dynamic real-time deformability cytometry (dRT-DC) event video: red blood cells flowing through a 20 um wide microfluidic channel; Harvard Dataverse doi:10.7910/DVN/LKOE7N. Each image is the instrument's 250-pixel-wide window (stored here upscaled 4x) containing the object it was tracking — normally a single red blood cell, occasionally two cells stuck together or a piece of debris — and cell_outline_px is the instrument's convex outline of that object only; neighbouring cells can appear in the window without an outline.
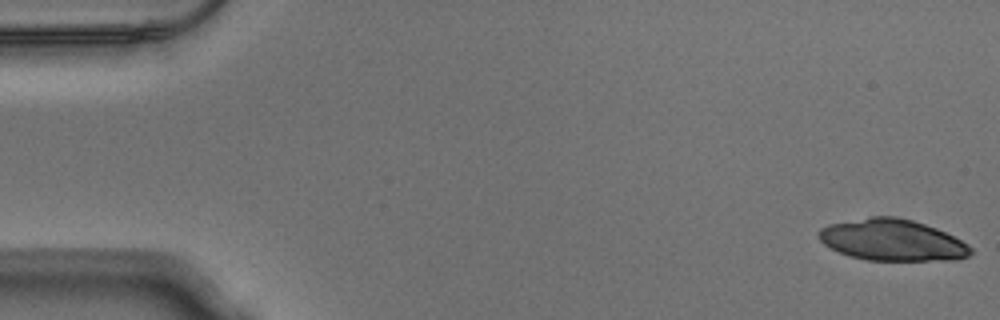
{"species": "Egyptian fruit bat (a non-hibernating species)", "species_latin": "Rousettus aegyptiacus", "temperature_condition": "warm", "stored_images_in_passage": 24, "camera_frame_rate_fps": 3000, "um_per_image_px": 0.085, "animal": {"sex": "male"}, "frame": {"image": 1, "passage_image": 1, "time_ms": 0.0, "image_size_px": [1000, 320], "cell_outline_px": [[972, 252], [968, 256], [956, 260], [868, 260], [852, 256], [840, 252], [824, 244], [816, 236], [816, 232], [820, 228], [828, 224], [872, 216], [892, 216], [912, 220], [936, 228], [968, 244], [972, 248]], "centroid_in_image_um": [75.82, 20.4], "position_along_channel_um": 9.2, "area_um2": 36.53}}